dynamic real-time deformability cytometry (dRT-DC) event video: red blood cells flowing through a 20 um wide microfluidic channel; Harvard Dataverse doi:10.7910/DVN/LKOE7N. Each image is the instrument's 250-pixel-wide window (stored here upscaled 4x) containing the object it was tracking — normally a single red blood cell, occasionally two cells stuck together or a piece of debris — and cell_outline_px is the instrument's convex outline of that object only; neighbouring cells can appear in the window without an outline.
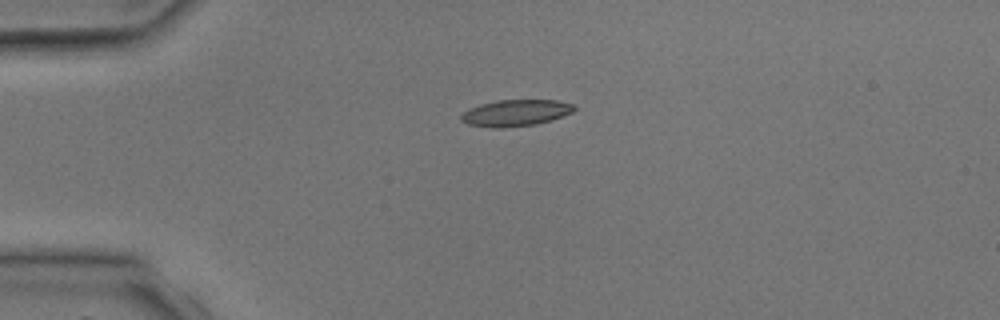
{"species": "common noctule bat (a hibernating species)", "species_latin": "Nyctalus noctula", "temperature_condition": "room temperature", "stored_images_in_passage": 3, "camera_frame_rate_fps": 3000, "um_per_image_px": 0.085, "animal": {"sex": "male", "body_mass_g": 17.9, "forearm_length_mm": 54.2}, "frame": {"image": 1, "passage_image": 2, "time_ms": 1.333, "image_size_px": [1000, 320], "cell_outline_px": [[576, 108], [572, 112], [536, 124], [500, 128], [496, 128], [468, 124], [460, 120], [460, 116], [468, 108], [480, 104], [496, 100], [556, 100], [572, 104]], "centroid_in_image_um": [43.77, 9.59], "position_along_channel_um": 41.2, "area_um2": 17.22}}
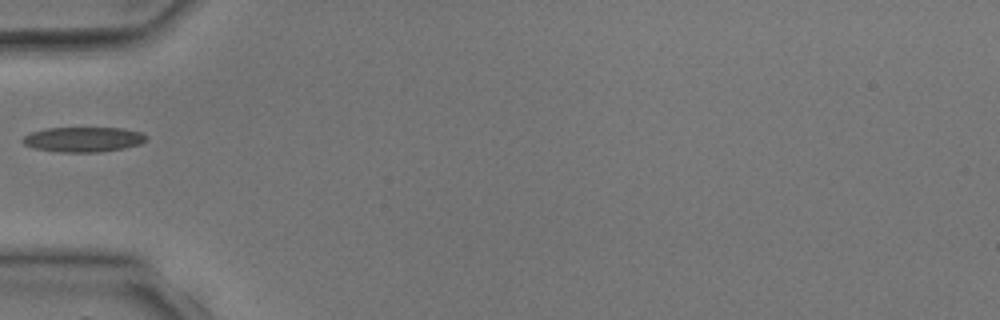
{"frame": {"image": 2, "passage_image": 3, "time_ms": 2.667, "image_size_px": [1000, 320], "cell_outline_px": [[148, 140], [140, 144], [124, 148], [100, 152], [60, 152], [36, 148], [24, 144], [20, 140], [24, 136], [32, 132], [44, 128], [124, 128], [140, 132], [148, 136]], "centroid_in_image_um": [7.11, 11.84], "position_along_channel_um": 77.9, "area_um2": 18.03}}